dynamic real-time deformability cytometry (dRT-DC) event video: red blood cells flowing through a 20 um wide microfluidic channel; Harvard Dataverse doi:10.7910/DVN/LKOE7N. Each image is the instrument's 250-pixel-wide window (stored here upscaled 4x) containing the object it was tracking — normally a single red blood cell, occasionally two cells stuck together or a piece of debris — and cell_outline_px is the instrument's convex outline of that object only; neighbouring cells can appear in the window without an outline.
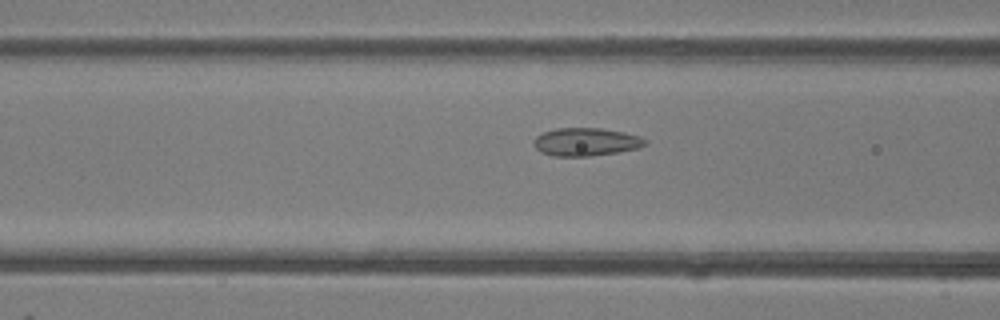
{"species": "common noctule bat (a hibernating species)", "species_latin": "Nyctalus noctula", "temperature_condition": "room temperature", "stored_images_in_passage": 35, "camera_frame_rate_fps": 3000, "um_per_image_px": 0.085, "animal": {"sex": "female"}, "frame": {"image": 1, "passage_image": 4, "time_ms": 1.0, "image_size_px": [1000, 320], "cell_outline_px": [[648, 144], [640, 148], [620, 152], [588, 156], [552, 156], [540, 152], [532, 144], [532, 140], [536, 136], [544, 132], [556, 128], [600, 128], [624, 132], [640, 136], [648, 140]], "centroid_in_image_um": [49.82, 12.06], "position_along_channel_um": 116.8, "area_um2": 18.5}}
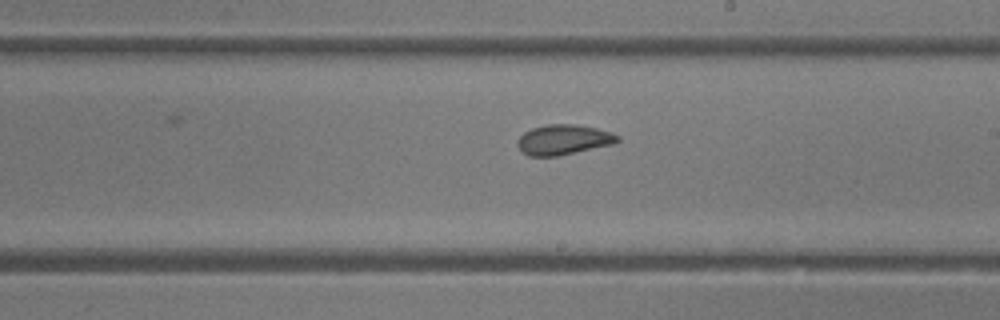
{"frame": {"image": 2, "passage_image": 13, "time_ms": 4.0, "image_size_px": [1000, 320], "cell_outline_px": [[620, 140], [612, 144], [556, 156], [528, 156], [520, 152], [516, 144], [520, 136], [524, 132], [532, 128], [544, 124], [572, 124], [596, 128], [612, 132], [620, 136]], "centroid_in_image_um": [47.85, 11.87], "position_along_channel_um": 241.1, "area_um2": 17.57}}
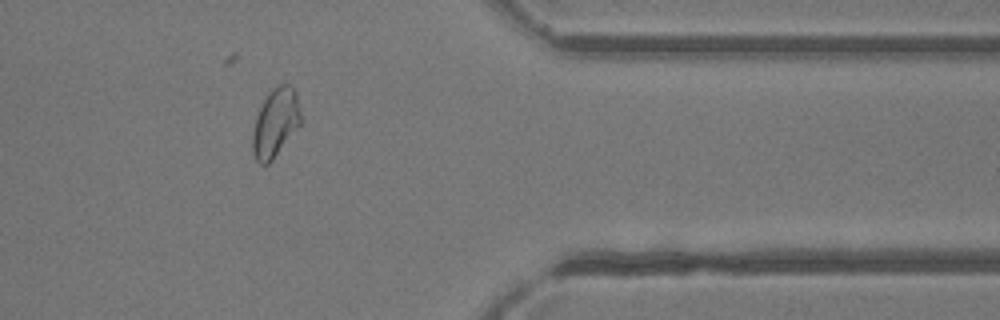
{"frame": {"image": 3, "passage_image": 25, "time_ms": 8.0, "image_size_px": [1000, 320], "cell_outline_px": [[300, 124], [272, 160], [268, 164], [260, 164], [256, 160], [252, 152], [252, 132], [256, 116], [268, 92], [276, 84], [288, 84], [296, 92], [300, 112]], "centroid_in_image_um": [23.38, 10.43], "position_along_channel_um": 388.0, "area_um2": 19.07}}